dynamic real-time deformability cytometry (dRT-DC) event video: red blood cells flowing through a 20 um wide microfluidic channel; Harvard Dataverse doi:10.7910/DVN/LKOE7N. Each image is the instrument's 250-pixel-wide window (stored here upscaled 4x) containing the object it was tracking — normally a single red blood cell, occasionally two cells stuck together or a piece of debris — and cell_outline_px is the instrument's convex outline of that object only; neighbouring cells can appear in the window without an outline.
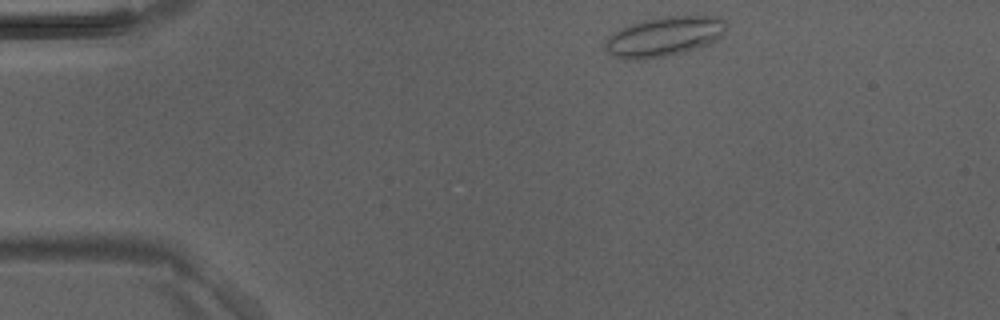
{"species": "Egyptian fruit bat (a non-hibernating species)", "species_latin": "Rousettus aegyptiacus", "temperature_condition": "room temperature", "stored_images_in_passage": 19, "camera_frame_rate_fps": 3000, "um_per_image_px": 0.085, "animal": {"sex": "male"}, "frame": {"image": 1, "passage_image": 1, "time_ms": 0.0, "image_size_px": [1000, 320], "cell_outline_px": [[728, 24], [724, 32], [712, 44], [700, 48], [668, 56], [644, 60], [624, 60], [612, 56], [604, 48], [604, 40], [608, 36], [620, 28], [628, 24], [644, 20], [664, 16], [720, 16], [728, 20]], "centroid_in_image_um": [56.46, 3.12], "position_along_channel_um": 28.5, "area_um2": 28.84}}
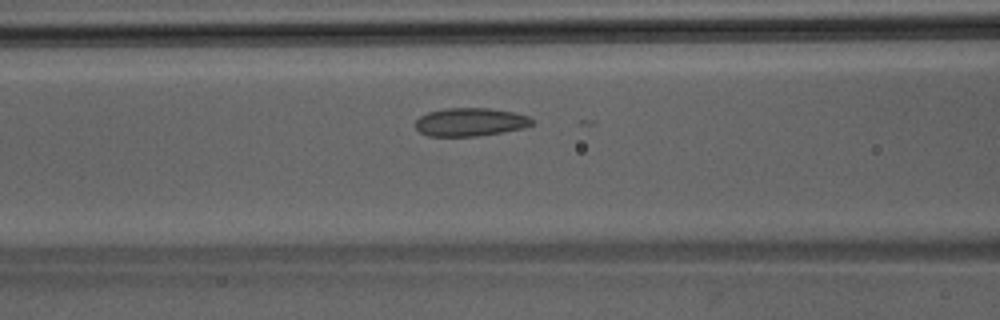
{"frame": {"image": 2, "passage_image": 12, "time_ms": 3.667, "image_size_px": [1000, 320], "cell_outline_px": [[536, 120], [532, 124], [524, 128], [504, 132], [480, 136], [428, 136], [420, 132], [416, 128], [416, 120], [420, 116], [428, 112], [448, 108], [488, 108], [516, 112], [528, 116]], "centroid_in_image_um": [40.02, 10.37], "position_along_channel_um": 126.6, "area_um2": 19.36}}
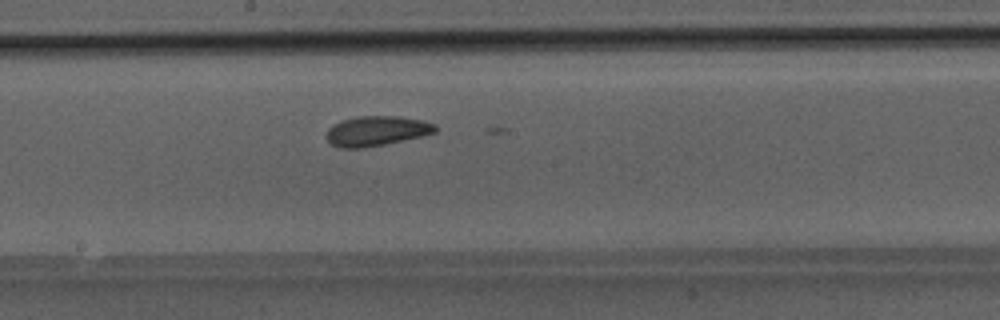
{"frame": {"image": 3, "passage_image": 18, "time_ms": 5.667, "image_size_px": [1000, 320], "cell_outline_px": [[436, 132], [420, 136], [384, 144], [364, 148], [340, 148], [332, 144], [324, 136], [328, 128], [332, 124], [340, 120], [356, 116], [396, 116], [424, 120], [436, 124]], "centroid_in_image_um": [31.96, 11.12], "position_along_channel_um": 216.2, "area_um2": 19.07}}